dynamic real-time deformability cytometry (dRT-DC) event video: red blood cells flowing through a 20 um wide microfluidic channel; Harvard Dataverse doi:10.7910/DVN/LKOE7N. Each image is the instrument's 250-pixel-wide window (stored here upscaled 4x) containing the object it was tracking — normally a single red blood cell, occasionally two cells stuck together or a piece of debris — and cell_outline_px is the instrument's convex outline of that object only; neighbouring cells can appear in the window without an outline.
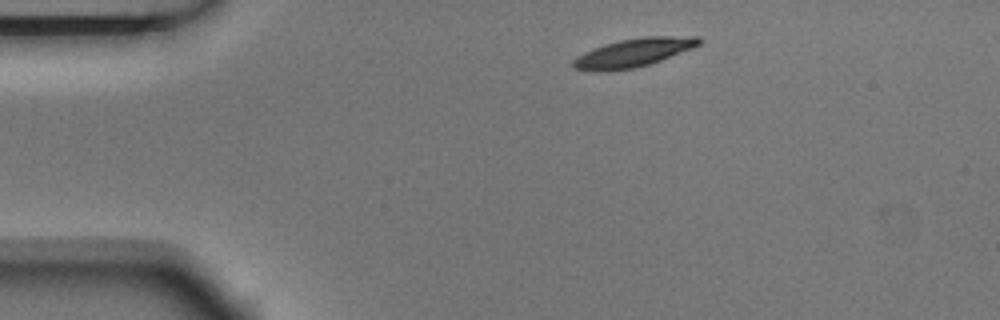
{"species": "Egyptian fruit bat (a non-hibernating species)", "species_latin": "Rousettus aegyptiacus", "temperature_condition": "room temperature", "stored_images_in_passage": 3, "camera_frame_rate_fps": 3000, "um_per_image_px": 0.085, "animal": {"sex": "male"}, "frame": {"image": 1, "passage_image": 1, "time_ms": 0.0, "image_size_px": [1000, 320], "cell_outline_px": [[700, 44], [692, 48], [660, 60], [648, 64], [632, 68], [596, 72], [572, 68], [572, 60], [584, 52], [604, 44], [620, 40], [644, 36], [700, 36]], "centroid_in_image_um": [53.81, 4.47], "position_along_channel_um": 31.2, "area_um2": 20.69}}